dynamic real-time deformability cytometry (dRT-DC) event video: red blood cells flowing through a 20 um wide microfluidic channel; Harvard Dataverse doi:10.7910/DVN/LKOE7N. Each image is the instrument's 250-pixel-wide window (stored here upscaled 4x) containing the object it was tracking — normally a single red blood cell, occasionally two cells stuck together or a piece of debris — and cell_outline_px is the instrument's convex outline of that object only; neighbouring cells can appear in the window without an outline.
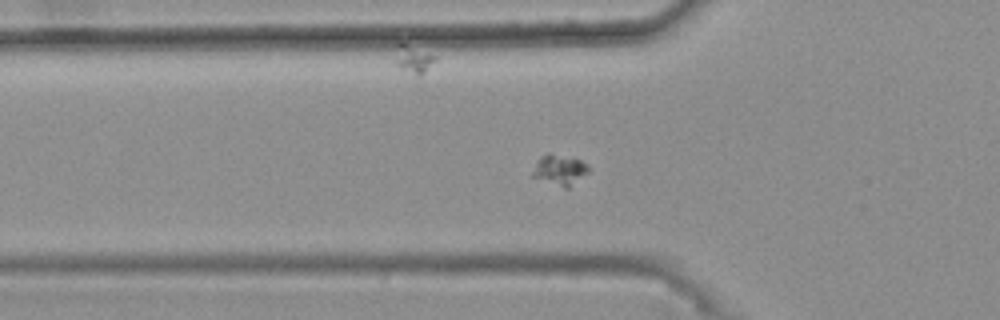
{"species": "common noctule bat (a hibernating species)", "species_latin": "Nyctalus noctula", "temperature_condition": "warm", "stored_images_in_passage": 53, "camera_frame_rate_fps": 3000, "um_per_image_px": 0.085, "animal": {"sex": "female", "body_mass_g": 25.1}, "frame": {"image": 1, "passage_image": 22, "time_ms": 7.0, "image_size_px": [1000, 320], "cell_outline_px": [[588, 172], [568, 188], [564, 188], [532, 176], [532, 172], [536, 160], [540, 156], [548, 152], [572, 156], [588, 164]], "centroid_in_image_um": [47.56, 14.39], "position_along_channel_um": 78.2, "area_um2": 10.06}}